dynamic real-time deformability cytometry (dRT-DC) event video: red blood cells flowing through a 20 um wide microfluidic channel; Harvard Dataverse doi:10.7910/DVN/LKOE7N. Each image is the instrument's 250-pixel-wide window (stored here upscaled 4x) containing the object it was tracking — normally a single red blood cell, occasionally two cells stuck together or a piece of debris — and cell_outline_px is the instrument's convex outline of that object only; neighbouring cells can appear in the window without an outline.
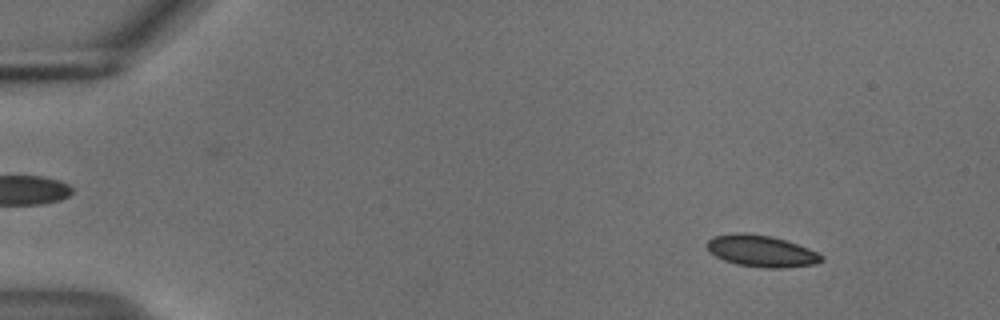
{"species": "common noctule bat (a hibernating species)", "species_latin": "Nyctalus noctula", "temperature_condition": "cold", "stored_images_in_passage": 54, "camera_frame_rate_fps": 3000, "um_per_image_px": 0.085, "animal": {"sex": "male", "body_mass_g": 18.8}, "frame": {"image": 1, "passage_image": 6, "time_ms": 1.667, "image_size_px": [1000, 320], "cell_outline_px": [[824, 260], [816, 264], [780, 268], [764, 268], [736, 264], [724, 260], [716, 256], [708, 248], [708, 240], [712, 236], [732, 232], [744, 232], [772, 236], [808, 248], [824, 256]], "centroid_in_image_um": [64.71, 21.33], "position_along_channel_um": 20.3, "area_um2": 21.1}}
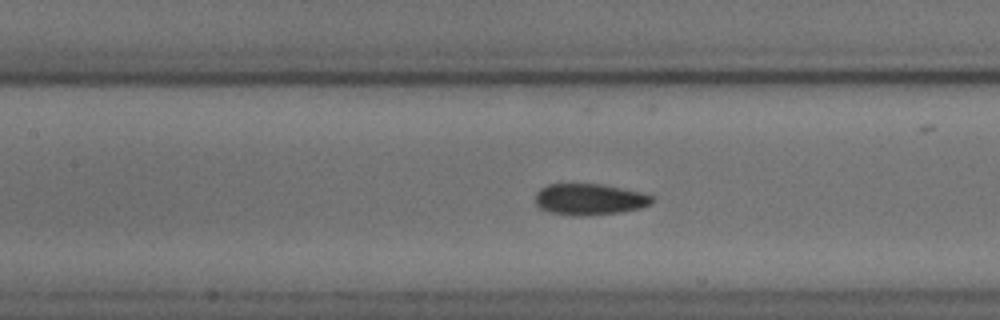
{"frame": {"image": 2, "passage_image": 25, "time_ms": 8.0, "image_size_px": [1000, 320], "cell_outline_px": [[652, 204], [640, 208], [620, 212], [584, 216], [572, 216], [548, 212], [540, 208], [536, 204], [536, 192], [540, 188], [548, 184], [604, 184], [640, 192], [652, 196]], "centroid_in_image_um": [50.08, 16.95], "position_along_channel_um": 157.3, "area_um2": 21.39}}
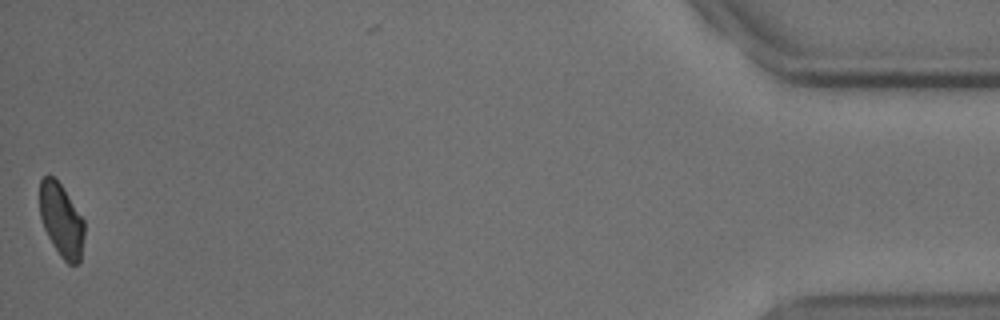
{"frame": {"image": 3, "passage_image": 54, "time_ms": 17.667, "image_size_px": [1000, 320], "cell_outline_px": [[84, 236], [80, 260], [76, 264], [68, 264], [60, 256], [52, 244], [44, 228], [40, 216], [40, 180], [44, 176], [52, 176], [60, 184], [84, 220]], "centroid_in_image_um": [5.21, 18.74], "position_along_channel_um": 430.0, "area_um2": 18.79}, "authors_computed_cell_mechanics": {"area_um2": 20.8658, "velocity_mm_per_s": 3.7215, "shape_relaxation_time_tau1_ms": 2.7125, "shape_relaxation_time_tau2_ms": 5.0663, "deformation_change_tau1": 0.0729, "deformation_change_tau2": 0.0786}}